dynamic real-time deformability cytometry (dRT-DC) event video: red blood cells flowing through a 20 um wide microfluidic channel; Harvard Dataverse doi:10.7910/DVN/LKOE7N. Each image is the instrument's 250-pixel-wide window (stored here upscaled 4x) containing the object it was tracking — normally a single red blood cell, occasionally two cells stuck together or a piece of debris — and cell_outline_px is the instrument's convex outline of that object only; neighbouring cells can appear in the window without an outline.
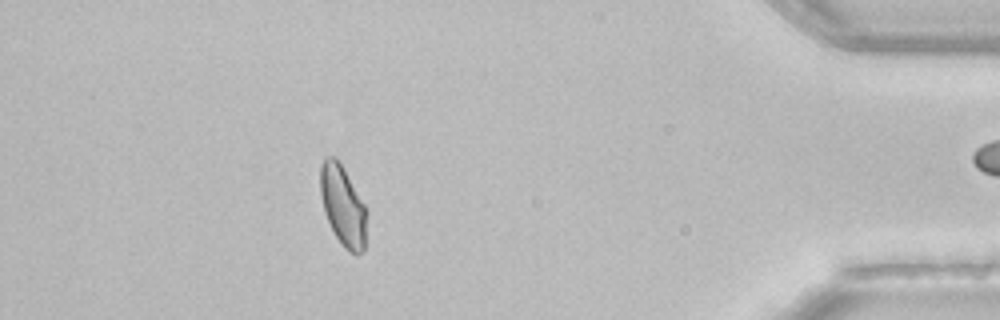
{"species": "common noctule bat (a hibernating species)", "species_latin": "Nyctalus noctula", "temperature_condition": "room temperature", "stored_images_in_passage": 43, "camera_frame_rate_fps": 3000, "um_per_image_px": 0.085, "animal": {"sex": "female", "body_mass_g": 22.7, "forearm_length_mm": 54.2}, "frame": {"image": 1, "passage_image": 37, "time_ms": 12.0, "image_size_px": [1000, 320], "cell_outline_px": [[368, 212], [364, 252], [356, 256], [348, 252], [340, 244], [324, 212], [320, 192], [320, 164], [324, 156], [336, 156], [344, 168], [368, 208]], "centroid_in_image_um": [29.18, 17.49], "position_along_channel_um": 406.0, "area_um2": 22.48}, "authors_computed_cell_mechanics": {"area_um2": 22.0796, "velocity_mm_per_s": 4.1173, "shape_relaxation_time_tau1_ms": null, "shape_relaxation_time_tau2_ms": 1.5473, "deformation_change_tau1": null, "deformation_change_tau2": 0.0531}}